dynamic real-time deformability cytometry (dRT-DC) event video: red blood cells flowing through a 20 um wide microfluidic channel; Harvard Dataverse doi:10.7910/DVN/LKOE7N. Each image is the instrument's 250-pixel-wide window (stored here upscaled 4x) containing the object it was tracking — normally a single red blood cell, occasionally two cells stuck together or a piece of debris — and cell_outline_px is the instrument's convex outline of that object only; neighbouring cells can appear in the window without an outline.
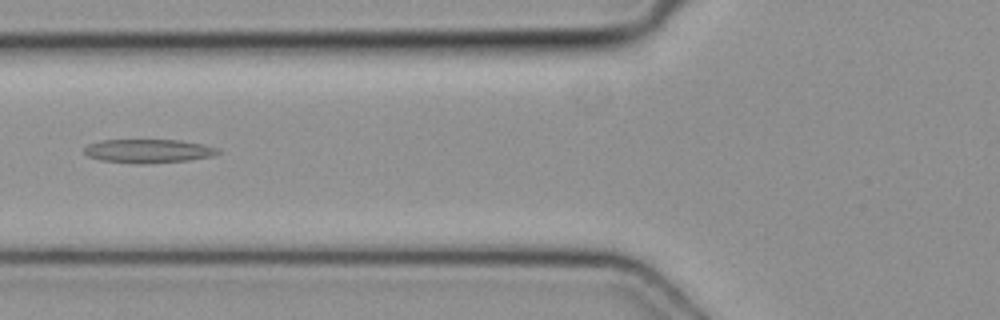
{"species": "common noctule bat (a hibernating species)", "species_latin": "Nyctalus noctula", "temperature_condition": "cold", "stored_images_in_passage": 45, "camera_frame_rate_fps": 3000, "um_per_image_px": 0.085, "animal": {"sex": "female", "body_mass_g": 19.3, "forearm_length_mm": 54.1}, "frame": {"image": 1, "passage_image": 15, "time_ms": 4.667, "image_size_px": [1000, 320], "cell_outline_px": [[220, 152], [212, 156], [188, 160], [140, 164], [132, 164], [100, 160], [88, 156], [84, 152], [84, 148], [88, 144], [104, 140], [180, 140], [200, 144], [216, 148]], "centroid_in_image_um": [12.55, 12.84], "position_along_channel_um": 113.2, "area_um2": 18.32}}
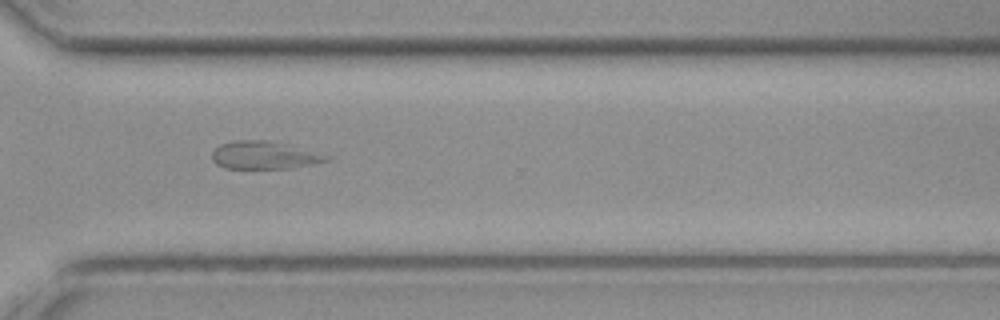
{"frame": {"image": 2, "passage_image": 32, "time_ms": 10.333, "image_size_px": [1000, 320], "cell_outline_px": [[332, 160], [292, 168], [224, 168], [216, 164], [212, 160], [212, 152], [220, 144], [236, 140], [268, 140], [332, 156]], "centroid_in_image_um": [22.46, 13.2], "position_along_channel_um": 348.1, "area_um2": 18.44}}
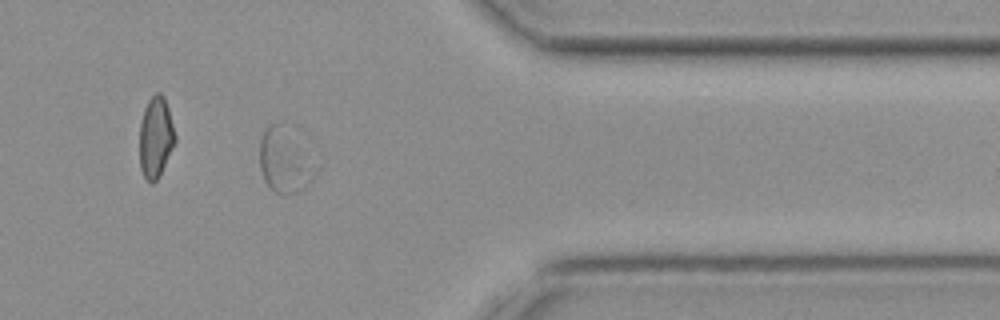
{"frame": {"image": 3, "passage_image": 36, "time_ms": 11.667, "image_size_px": [1000, 320], "cell_outline_px": [[320, 168], [308, 184], [296, 192], [276, 192], [264, 180], [260, 168], [260, 140], [264, 128], [268, 124], [276, 124]], "centroid_in_image_um": [24.16, 13.74], "position_along_channel_um": 387.2, "area_um2": 19.36}}